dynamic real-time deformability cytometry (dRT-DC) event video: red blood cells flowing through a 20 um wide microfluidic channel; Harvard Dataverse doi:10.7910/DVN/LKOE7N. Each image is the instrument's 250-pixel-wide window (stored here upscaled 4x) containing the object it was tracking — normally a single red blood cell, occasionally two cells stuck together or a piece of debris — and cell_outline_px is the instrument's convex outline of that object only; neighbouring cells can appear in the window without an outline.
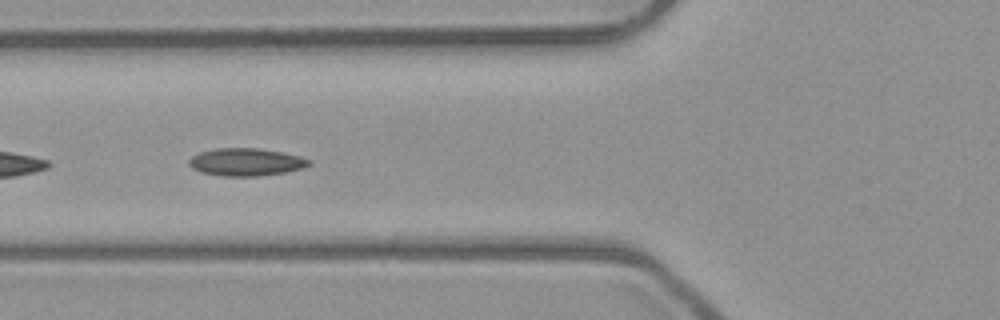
{"species": "common noctule bat (a hibernating species)", "species_latin": "Nyctalus noctula", "temperature_condition": "room temperature", "stored_images_in_passage": 8, "camera_frame_rate_fps": 3000, "um_per_image_px": 0.085, "animal": {"sex": "male", "body_mass_g": 23.1, "forearm_length_mm": 52.7}, "frame": {"image": 1, "passage_image": 4, "time_ms": 1.0, "image_size_px": [1000, 320], "cell_outline_px": [[312, 164], [304, 168], [284, 172], [260, 176], [224, 176], [204, 172], [192, 168], [188, 164], [188, 160], [192, 156], [200, 152], [216, 148], [256, 148], [284, 152], [300, 156], [312, 160]], "centroid_in_image_um": [20.95, 13.76], "position_along_channel_um": 104.8, "area_um2": 19.36}}